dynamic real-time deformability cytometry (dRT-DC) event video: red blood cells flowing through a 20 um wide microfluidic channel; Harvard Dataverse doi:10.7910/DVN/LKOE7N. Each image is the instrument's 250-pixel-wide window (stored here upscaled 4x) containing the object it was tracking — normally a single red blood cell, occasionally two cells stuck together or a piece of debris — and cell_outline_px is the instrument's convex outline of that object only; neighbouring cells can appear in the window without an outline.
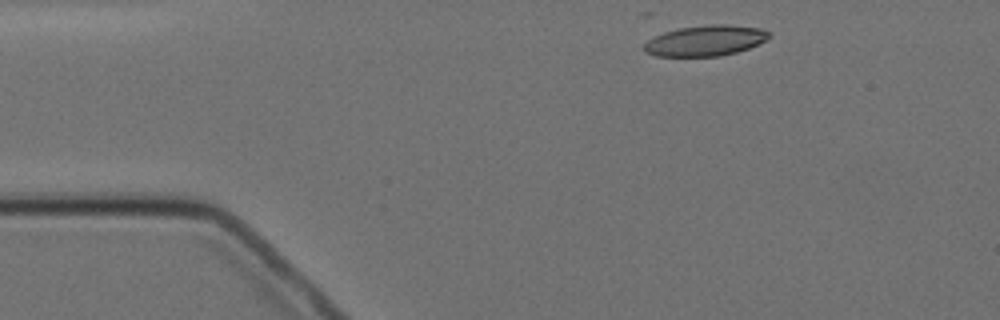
{"species": "Egyptian fruit bat (a non-hibernating species)", "species_latin": "Rousettus aegyptiacus", "temperature_condition": "cold", "stored_images_in_passage": 8, "camera_frame_rate_fps": 3000, "um_per_image_px": 0.085, "animal": {"sex": "female"}, "frame": {"image": 1, "passage_image": 1, "time_ms": 0.0, "image_size_px": [1000, 320], "cell_outline_px": [[772, 36], [768, 40], [748, 48], [736, 52], [720, 56], [656, 56], [644, 52], [644, 44], [652, 36], [664, 32], [680, 28], [708, 24], [728, 24], [760, 28], [768, 32]], "centroid_in_image_um": [59.96, 3.45], "position_along_channel_um": 25.0, "area_um2": 22.43}}
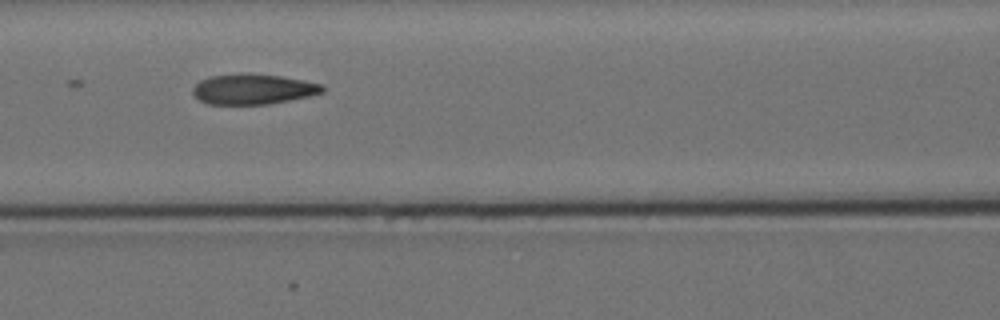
{"frame": {"image": 2, "passage_image": 5, "time_ms": 5.0, "image_size_px": [1000, 320], "cell_outline_px": [[324, 92], [308, 96], [268, 104], [208, 104], [200, 100], [192, 92], [192, 88], [200, 80], [212, 76], [280, 76], [304, 80], [324, 84]], "centroid_in_image_um": [21.55, 7.62], "position_along_channel_um": 145.1, "area_um2": 21.96}}
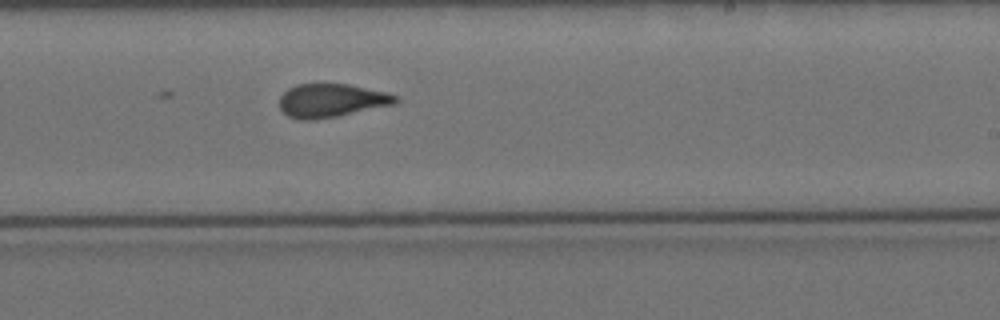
{"frame": {"image": 3, "passage_image": 8, "time_ms": 8.333, "image_size_px": [1000, 320], "cell_outline_px": [[396, 104], [316, 120], [300, 120], [288, 116], [280, 108], [280, 96], [288, 88], [296, 84], [348, 84], [388, 92], [396, 96]], "centroid_in_image_um": [28.15, 8.54], "position_along_channel_um": 260.9, "area_um2": 22.6}}